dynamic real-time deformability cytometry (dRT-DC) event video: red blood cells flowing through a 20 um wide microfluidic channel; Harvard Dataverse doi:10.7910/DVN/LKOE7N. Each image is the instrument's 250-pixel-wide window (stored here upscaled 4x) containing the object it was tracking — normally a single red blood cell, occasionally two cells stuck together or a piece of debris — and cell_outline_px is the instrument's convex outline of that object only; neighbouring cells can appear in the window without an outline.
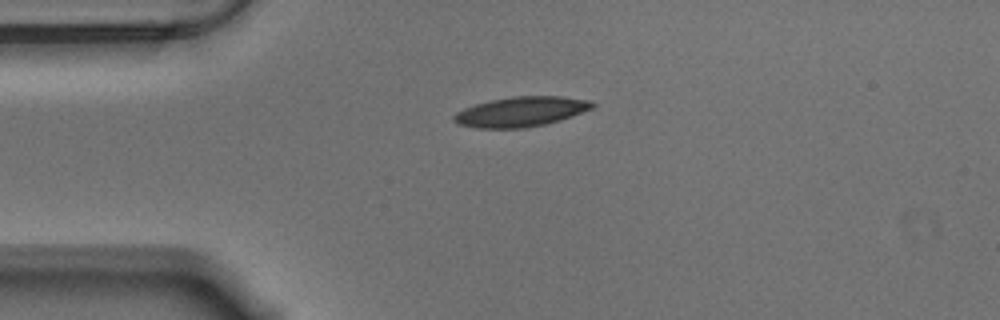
{"species": "Egyptian fruit bat (a non-hibernating species)", "species_latin": "Rousettus aegyptiacus", "temperature_condition": "warm", "stored_images_in_passage": 45, "camera_frame_rate_fps": 3000, "um_per_image_px": 0.085, "animal": {"sex": "male"}, "frame": {"image": 1, "passage_image": 1, "time_ms": 0.0, "image_size_px": [1000, 320], "cell_outline_px": [[596, 108], [560, 120], [544, 124], [524, 128], [476, 128], [460, 124], [452, 120], [452, 116], [456, 112], [464, 108], [476, 104], [492, 100], [512, 96], [560, 96], [592, 100], [596, 104]], "centroid_in_image_um": [44.33, 9.49], "position_along_channel_um": 40.7, "area_um2": 24.28}}
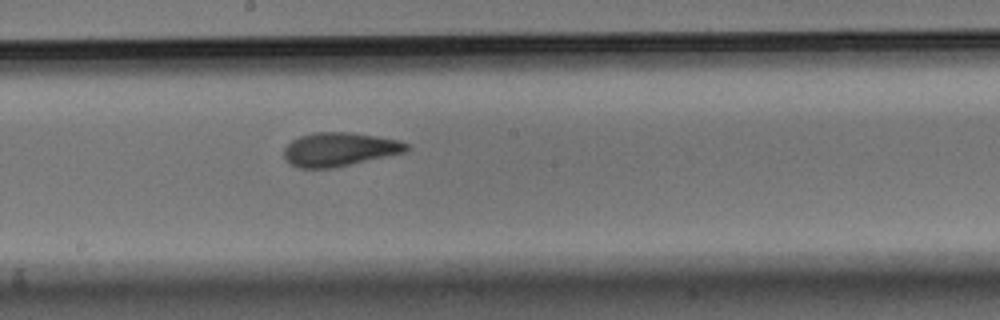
{"frame": {"image": 2, "passage_image": 18, "time_ms": 5.667, "image_size_px": [1000, 320], "cell_outline_px": [[412, 148], [404, 152], [332, 168], [300, 168], [292, 164], [284, 156], [284, 148], [292, 140], [300, 136], [312, 132], [352, 132], [400, 140], [408, 144]], "centroid_in_image_um": [28.86, 12.68], "position_along_channel_um": 219.3, "area_um2": 23.93}}
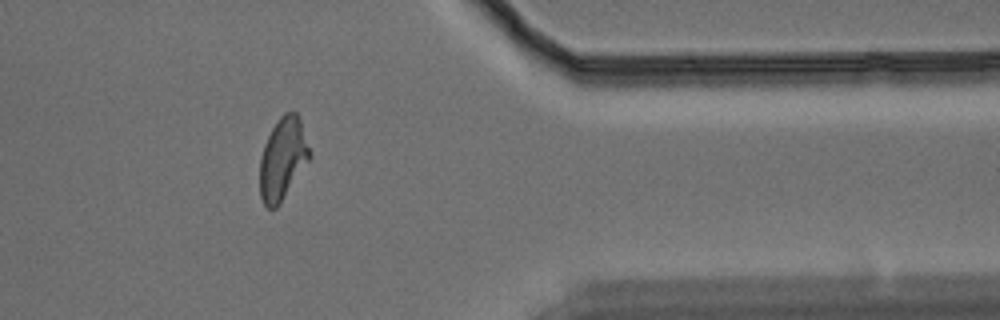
{"frame": {"image": 3, "passage_image": 34, "time_ms": 11.0, "image_size_px": [1000, 320], "cell_outline_px": [[312, 156], [280, 204], [276, 208], [268, 208], [264, 204], [260, 196], [260, 156], [264, 144], [276, 120], [284, 112], [296, 112], [300, 120], [312, 152]], "centroid_in_image_um": [24.04, 13.49], "position_along_channel_um": 387.4, "area_um2": 23.99}, "authors_computed_cell_mechanics": {"area_um2": 23.7558, "velocity_mm_per_s": 3.5127, "shape_relaxation_time_tau1_ms": 7.9266, "shape_relaxation_time_tau2_ms": 2.2611, "deformation_change_tau1": 0.2186, "deformation_change_tau2": 0.0995}}